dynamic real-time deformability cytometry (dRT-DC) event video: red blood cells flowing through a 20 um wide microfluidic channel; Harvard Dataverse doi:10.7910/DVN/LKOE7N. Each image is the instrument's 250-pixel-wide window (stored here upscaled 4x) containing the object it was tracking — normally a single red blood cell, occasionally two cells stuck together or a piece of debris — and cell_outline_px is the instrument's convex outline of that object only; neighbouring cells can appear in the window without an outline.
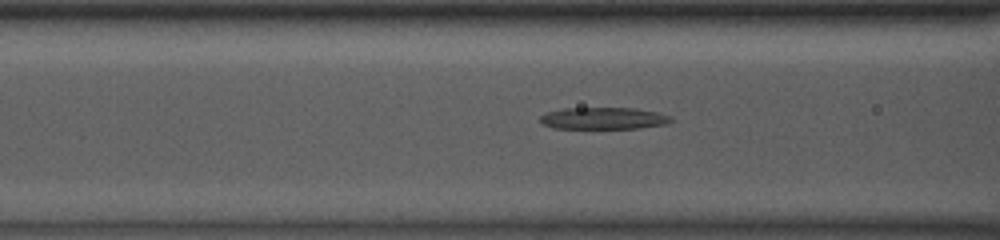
{"species": "common noctule bat (a hibernating species)", "species_latin": "Nyctalus noctula", "temperature_condition": "room temperature", "stored_images_in_passage": 44, "camera_frame_rate_fps": 3000, "um_per_image_px": 0.085, "animal": {"sex": "male", "body_mass_g": 13.0, "forearm_length_mm": 53.1}, "frame": {"image": 1, "passage_image": 15, "time_ms": 4.667, "image_size_px": [1000, 240], "cell_outline_px": [[672, 120], [664, 124], [636, 128], [552, 128], [544, 124], [540, 120], [540, 116], [548, 112], [564, 108], [632, 108], [656, 112], [672, 116]], "centroid_in_image_um": [51.28, 10.05], "position_along_channel_um": 115.3, "area_um2": 16.42}}
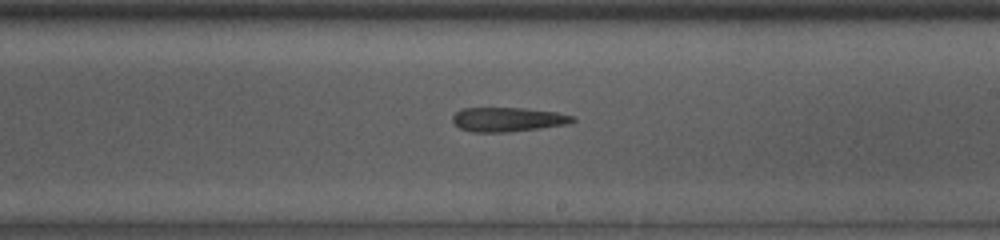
{"frame": {"image": 2, "passage_image": 25, "time_ms": 8.0, "image_size_px": [1000, 240], "cell_outline_px": [[576, 120], [568, 124], [540, 128], [508, 132], [472, 132], [460, 128], [452, 120], [452, 116], [456, 112], [464, 108], [524, 108], [556, 112], [572, 116]], "centroid_in_image_um": [43.16, 10.15], "position_along_channel_um": 245.8, "area_um2": 16.88}}
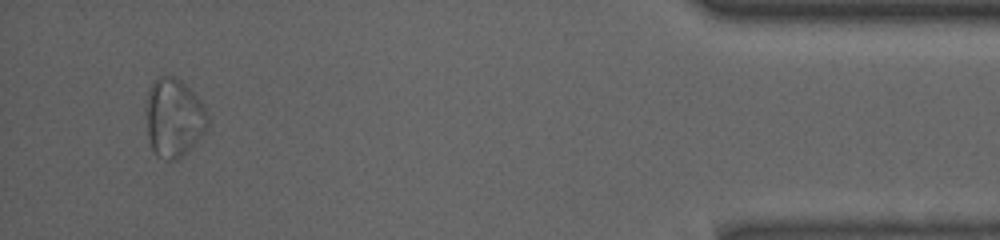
{"frame": {"image": 3, "passage_image": 43, "time_ms": 14.0, "image_size_px": [1000, 240], "cell_outline_px": [[208, 124], [200, 136], [180, 156], [172, 160], [168, 160], [156, 156], [152, 148], [148, 136], [144, 112], [148, 88], [152, 80], [156, 76], [172, 76], [180, 80], [200, 100], [208, 112]], "centroid_in_image_um": [14.71, 9.95], "position_along_channel_um": 420.5, "area_um2": 28.15}}